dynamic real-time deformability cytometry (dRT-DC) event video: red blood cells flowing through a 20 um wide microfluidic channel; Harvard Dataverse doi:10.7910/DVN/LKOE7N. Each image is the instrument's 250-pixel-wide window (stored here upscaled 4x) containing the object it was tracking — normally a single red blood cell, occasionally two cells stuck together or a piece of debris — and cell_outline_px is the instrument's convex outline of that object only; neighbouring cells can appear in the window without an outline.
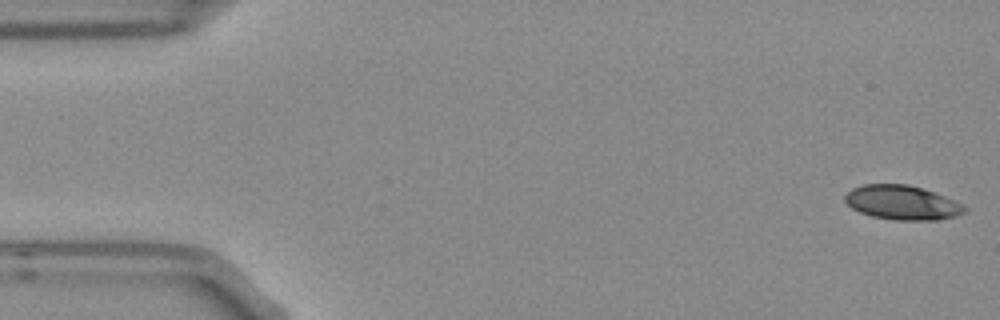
{"species": "Egyptian fruit bat (a non-hibernating species)", "species_latin": "Rousettus aegyptiacus", "temperature_condition": "room temperature", "stored_images_in_passage": 53, "camera_frame_rate_fps": 3000, "um_per_image_px": 0.085, "frame": {"image": 1, "passage_image": 1, "time_ms": 0.0, "image_size_px": [1000, 320], "cell_outline_px": [[968, 212], [956, 216], [940, 220], [896, 220], [872, 216], [860, 212], [852, 208], [844, 200], [844, 196], [852, 188], [864, 184], [908, 184], [936, 192], [964, 204], [968, 208]], "centroid_in_image_um": [76.74, 17.22], "position_along_channel_um": 8.3, "area_um2": 24.22}}
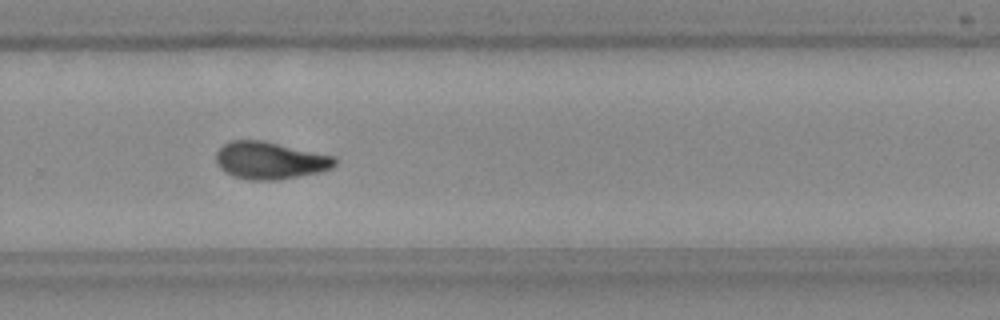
{"frame": {"image": 2, "passage_image": 35, "time_ms": 11.333, "image_size_px": [1000, 320], "cell_outline_px": [[336, 164], [332, 168], [316, 172], [276, 180], [248, 180], [232, 176], [224, 172], [216, 164], [216, 152], [224, 144], [232, 140], [260, 140], [336, 156]], "centroid_in_image_um": [22.91, 13.64], "position_along_channel_um": 306.9, "area_um2": 25.72}}
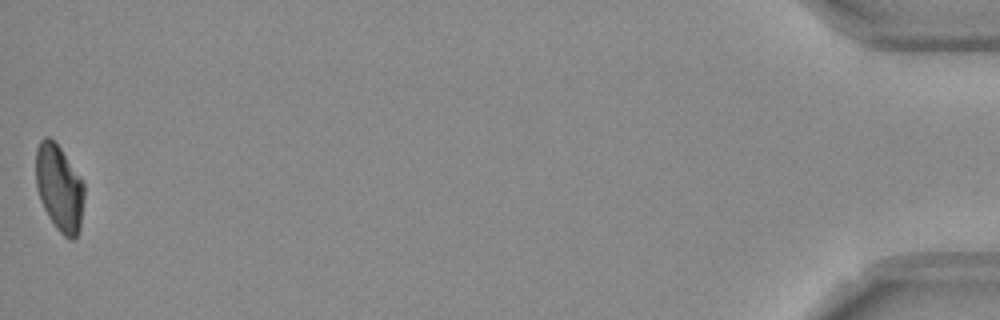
{"frame": {"image": 3, "passage_image": 53, "time_ms": 17.333, "image_size_px": [1000, 320], "cell_outline_px": [[84, 196], [80, 228], [76, 236], [72, 240], [68, 240], [56, 228], [48, 216], [40, 200], [36, 188], [36, 148], [40, 140], [44, 136], [48, 136], [60, 148], [84, 184]], "centroid_in_image_um": [5.02, 16.0], "position_along_channel_um": 430.2, "area_um2": 24.22}, "authors_computed_cell_mechanics": {"area_um2": 25.0852, "velocity_mm_per_s": 3.7588, "shape_relaxation_time_tau1_ms": 4.0324, "shape_relaxation_time_tau2_ms": 3.128, "deformation_change_tau1": 0.1474, "deformation_change_tau2": 0.085}}